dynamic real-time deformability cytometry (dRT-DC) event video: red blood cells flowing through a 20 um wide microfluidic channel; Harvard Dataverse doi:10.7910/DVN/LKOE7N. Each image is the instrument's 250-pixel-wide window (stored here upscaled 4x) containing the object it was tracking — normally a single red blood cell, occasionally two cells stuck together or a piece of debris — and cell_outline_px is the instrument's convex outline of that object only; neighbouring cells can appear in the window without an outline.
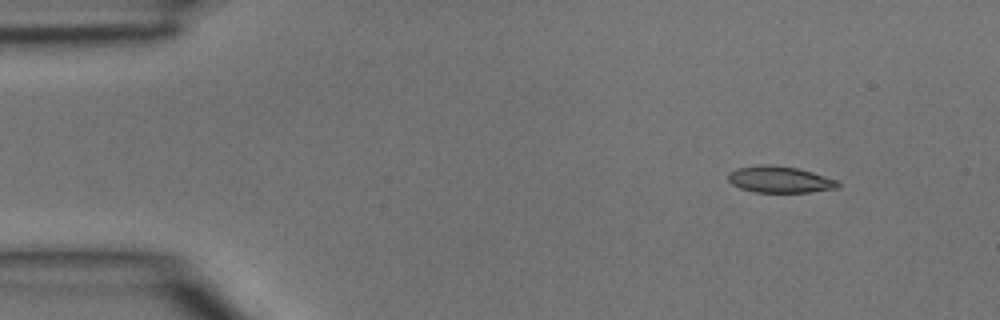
{"species": "common noctule bat (a hibernating species)", "species_latin": "Nyctalus noctula", "temperature_condition": "room temperature", "stored_images_in_passage": 4, "segment_of_instrument_passage": [2, 2], "camera_frame_rate_fps": 3000, "um_per_image_px": 0.085, "animal": {"sex": "male", "body_mass_g": 15.6}, "frame": {"image": 1, "passage_image": 4, "time_ms": 1.0, "image_size_px": [1000, 320], "cell_outline_px": [[840, 188], [808, 192], [756, 192], [740, 188], [732, 184], [728, 180], [728, 172], [736, 168], [760, 164], [768, 164], [796, 168], [812, 172], [836, 180], [840, 184]], "centroid_in_image_um": [66.25, 15.25], "position_along_channel_um": 18.7, "area_um2": 16.94}}